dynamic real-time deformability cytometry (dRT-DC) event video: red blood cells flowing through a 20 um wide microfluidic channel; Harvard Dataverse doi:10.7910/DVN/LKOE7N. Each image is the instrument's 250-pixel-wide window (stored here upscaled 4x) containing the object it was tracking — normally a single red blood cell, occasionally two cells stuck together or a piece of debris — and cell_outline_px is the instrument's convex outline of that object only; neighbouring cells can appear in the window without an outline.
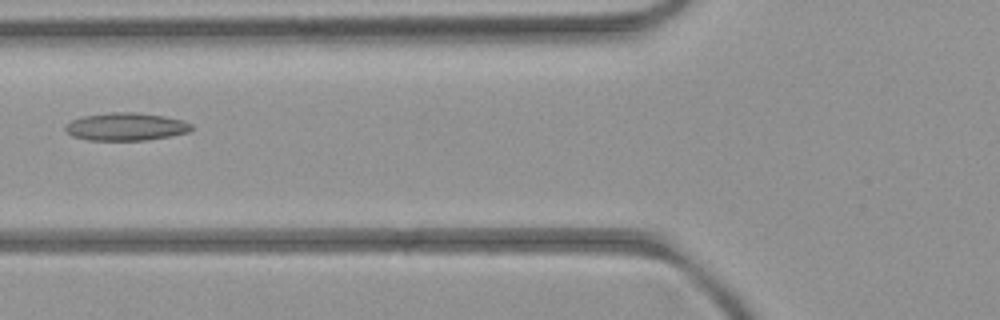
{"species": "common noctule bat (a hibernating species)", "species_latin": "Nyctalus noctula", "temperature_condition": "room temperature", "stored_images_in_passage": 7, "camera_frame_rate_fps": 3000, "um_per_image_px": 0.085, "animal": {"sex": "female", "body_mass_g": 21.9}, "frame": {"image": 1, "passage_image": 7, "time_ms": 7.667, "image_size_px": [1000, 320], "cell_outline_px": [[192, 128], [188, 132], [148, 140], [88, 140], [72, 136], [64, 128], [72, 120], [84, 116], [112, 112], [132, 112], [164, 116], [184, 120], [192, 124]], "centroid_in_image_um": [10.72, 10.77], "position_along_channel_um": 115.1, "area_um2": 20.23}}